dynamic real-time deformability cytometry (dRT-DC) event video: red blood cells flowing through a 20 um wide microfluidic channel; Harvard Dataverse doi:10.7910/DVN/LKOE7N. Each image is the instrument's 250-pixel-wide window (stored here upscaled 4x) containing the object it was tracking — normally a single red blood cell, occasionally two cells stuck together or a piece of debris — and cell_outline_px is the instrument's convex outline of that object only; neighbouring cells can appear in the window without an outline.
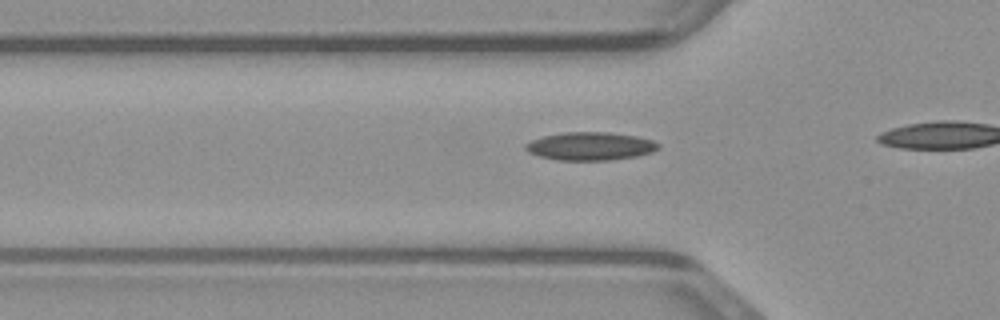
{"species": "common noctule bat (a hibernating species)", "species_latin": "Nyctalus noctula", "temperature_condition": "warm", "stored_images_in_passage": 10, "camera_frame_rate_fps": 3000, "um_per_image_px": 0.085, "animal": {"sex": "male", "body_mass_g": 23.1, "forearm_length_mm": 52.7}, "frame": {"image": 1, "passage_image": 5, "time_ms": 1.333, "image_size_px": [1000, 320], "cell_outline_px": [[660, 148], [652, 152], [636, 156], [608, 160], [556, 160], [540, 156], [528, 152], [524, 148], [524, 144], [532, 140], [544, 136], [564, 132], [608, 132], [636, 136], [652, 140], [660, 144]], "centroid_in_image_um": [50.17, 12.42], "position_along_channel_um": 75.6, "area_um2": 21.73}}